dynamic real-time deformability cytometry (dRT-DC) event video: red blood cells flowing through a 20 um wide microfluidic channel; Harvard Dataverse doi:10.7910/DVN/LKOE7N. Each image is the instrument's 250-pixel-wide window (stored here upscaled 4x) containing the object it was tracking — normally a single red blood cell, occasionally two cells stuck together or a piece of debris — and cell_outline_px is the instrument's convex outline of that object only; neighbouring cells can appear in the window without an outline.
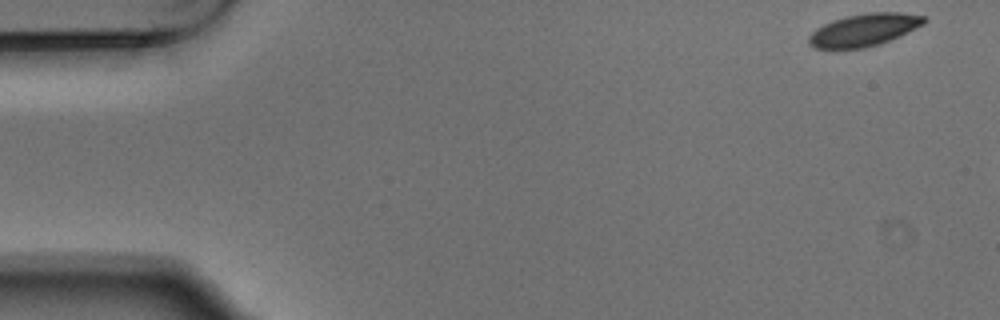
{"species": "Egyptian fruit bat (a non-hibernating species)", "species_latin": "Rousettus aegyptiacus", "temperature_condition": "warm", "stored_images_in_passage": 3, "camera_frame_rate_fps": 3000, "um_per_image_px": 0.085, "animal": {"sex": "male"}, "frame": {"image": 1, "passage_image": 1, "time_ms": 0.0, "image_size_px": [1000, 320], "cell_outline_px": [[928, 20], [924, 24], [900, 36], [880, 44], [864, 48], [812, 48], [808, 44], [808, 36], [816, 28], [832, 20], [864, 12], [900, 12], [924, 16]], "centroid_in_image_um": [73.44, 2.54], "position_along_channel_um": 11.6, "area_um2": 21.91}}